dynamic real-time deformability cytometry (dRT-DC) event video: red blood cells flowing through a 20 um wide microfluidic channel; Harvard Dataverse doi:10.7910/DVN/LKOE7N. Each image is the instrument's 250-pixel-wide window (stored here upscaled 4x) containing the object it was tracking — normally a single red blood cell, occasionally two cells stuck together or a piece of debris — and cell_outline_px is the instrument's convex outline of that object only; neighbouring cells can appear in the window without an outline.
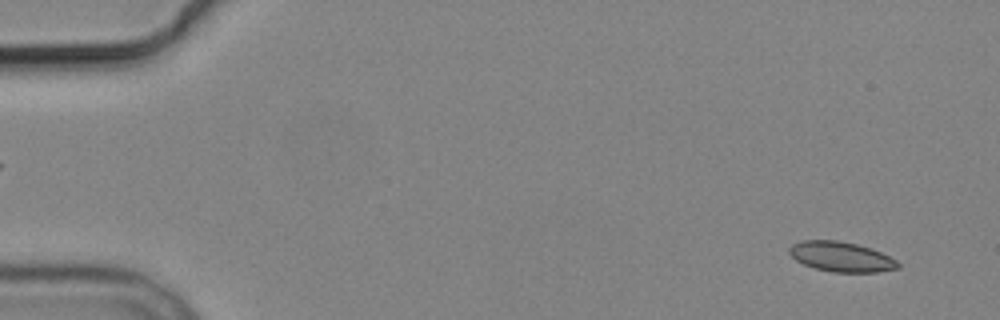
{"species": "common noctule bat (a hibernating species)", "species_latin": "Nyctalus noctula", "temperature_condition": "cold", "stored_images_in_passage": 4, "camera_frame_rate_fps": 3000, "um_per_image_px": 0.085, "animal": {"sex": "male", "body_mass_g": 19.2, "forearm_length_mm": 51.8}, "frame": {"image": 1, "passage_image": 1, "time_ms": 0.0, "image_size_px": [1000, 320], "cell_outline_px": [[900, 268], [876, 272], [832, 272], [816, 268], [804, 264], [796, 260], [788, 252], [788, 248], [792, 244], [800, 240], [836, 240], [856, 244], [872, 248], [896, 260], [900, 264]], "centroid_in_image_um": [71.49, 21.82], "position_along_channel_um": 13.5, "area_um2": 18.96}}
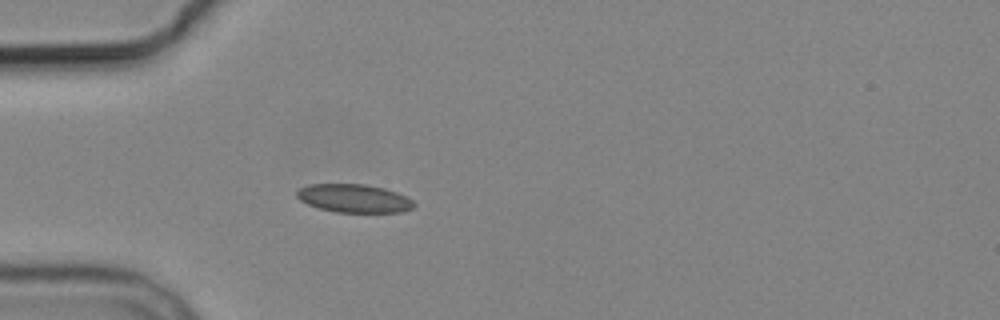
{"frame": {"image": 2, "passage_image": 4, "time_ms": 4.333, "image_size_px": [1000, 320], "cell_outline_px": [[416, 204], [412, 208], [400, 212], [336, 212], [320, 208], [308, 204], [300, 200], [296, 196], [296, 192], [300, 188], [308, 184], [364, 184], [384, 188], [396, 192], [412, 200]], "centroid_in_image_um": [30.07, 16.85], "position_along_channel_um": 54.9, "area_um2": 19.19}}